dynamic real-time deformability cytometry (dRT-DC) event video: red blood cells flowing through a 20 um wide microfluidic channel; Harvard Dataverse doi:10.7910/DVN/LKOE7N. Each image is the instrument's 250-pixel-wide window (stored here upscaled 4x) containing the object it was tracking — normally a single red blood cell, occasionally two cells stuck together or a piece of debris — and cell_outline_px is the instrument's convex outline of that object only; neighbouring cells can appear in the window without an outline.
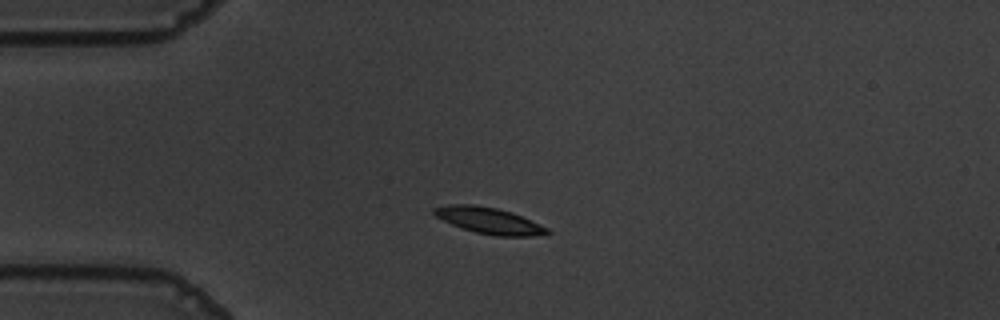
{"species": "common noctule bat (a hibernating species)", "species_latin": "Nyctalus noctula", "temperature_condition": "warm", "stored_images_in_passage": 43, "camera_frame_rate_fps": 3000, "um_per_image_px": 0.085, "animal": {"sex": "male", "body_mass_g": 19.5, "forearm_length_mm": 54.6}, "frame": {"image": 1, "passage_image": 1, "time_ms": 0.0, "image_size_px": [1000, 320], "cell_outline_px": [[552, 232], [548, 236], [496, 236], [476, 232], [452, 224], [436, 216], [432, 212], [432, 208], [448, 204], [472, 204], [496, 208], [512, 212], [548, 228]], "centroid_in_image_um": [41.62, 18.76], "position_along_channel_um": 43.4, "area_um2": 17.34}}
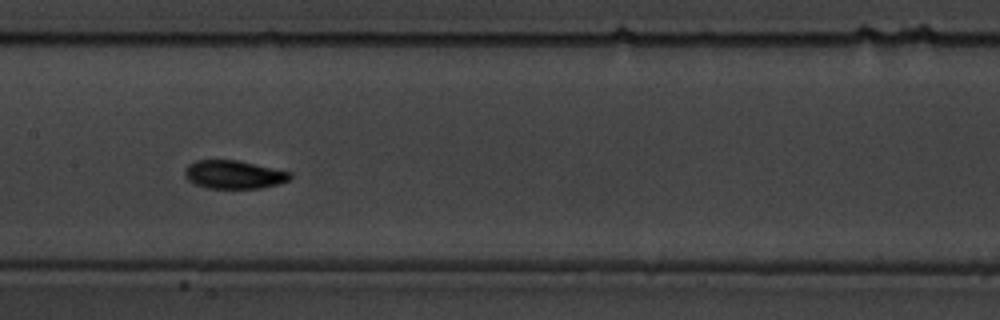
{"frame": {"image": 2, "passage_image": 15, "time_ms": 4.667, "image_size_px": [1000, 320], "cell_outline_px": [[292, 176], [288, 180], [276, 184], [260, 188], [208, 188], [196, 184], [188, 180], [184, 176], [184, 168], [188, 164], [196, 160], [236, 160], [292, 172]], "centroid_in_image_um": [19.84, 14.83], "position_along_channel_um": 187.6, "area_um2": 17.28}}
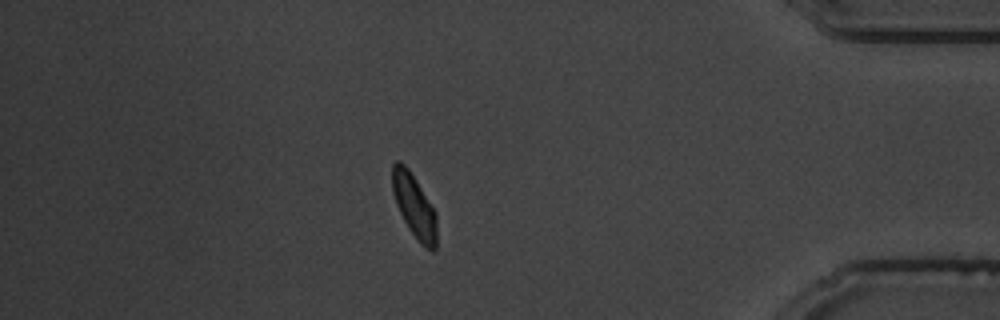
{"frame": {"image": 3, "passage_image": 36, "time_ms": 11.667, "image_size_px": [1000, 320], "cell_outline_px": [[436, 248], [432, 252], [420, 244], [416, 240], [408, 228], [396, 204], [392, 192], [392, 164], [396, 160], [400, 160], [408, 168], [436, 212]], "centroid_in_image_um": [35.2, 17.52], "position_along_channel_um": 400.0, "area_um2": 16.47}, "authors_computed_cell_mechanics": {"area_um2": 16.9354, "velocity_mm_per_s": 3.5668, "shape_relaxation_time_tau1_ms": 2.7527, "shape_relaxation_time_tau2_ms": 2.8794, "deformation_change_tau1": 0.132, "deformation_change_tau2": 0.0625}}